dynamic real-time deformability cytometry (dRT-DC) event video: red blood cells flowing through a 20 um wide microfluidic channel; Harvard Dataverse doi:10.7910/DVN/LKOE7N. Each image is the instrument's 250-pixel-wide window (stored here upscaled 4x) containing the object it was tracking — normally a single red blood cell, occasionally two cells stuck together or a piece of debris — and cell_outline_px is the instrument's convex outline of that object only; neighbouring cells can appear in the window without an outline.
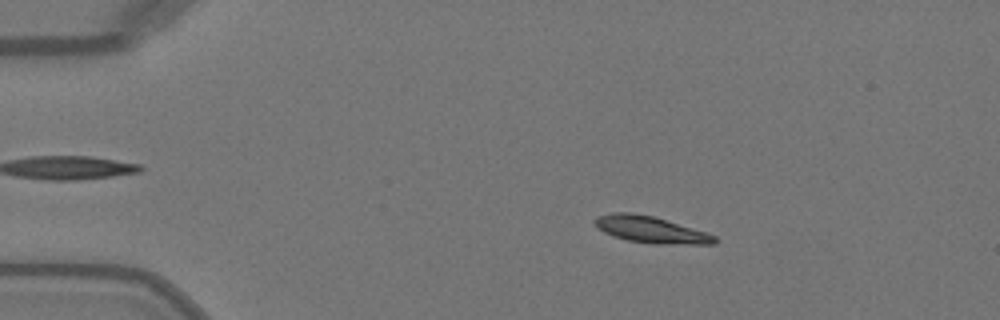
{"species": "Egyptian fruit bat (a non-hibernating species)", "species_latin": "Rousettus aegyptiacus", "temperature_condition": "warm", "stored_images_in_passage": 50, "camera_frame_rate_fps": 3000, "um_per_image_px": 0.085, "animal": {"sex": "female"}, "frame": {"image": 1, "passage_image": 9, "time_ms": 2.667, "image_size_px": [1000, 320], "cell_outline_px": [[720, 240], [716, 244], [652, 244], [628, 240], [612, 236], [604, 232], [592, 220], [596, 216], [612, 212], [632, 212], [652, 216], [668, 220], [716, 236]], "centroid_in_image_um": [55.32, 19.52], "position_along_channel_um": 29.7, "area_um2": 18.67}}
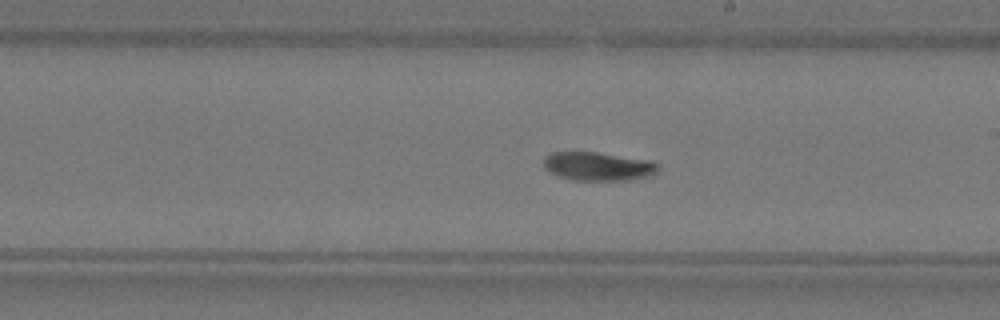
{"frame": {"image": 2, "passage_image": 29, "time_ms": 9.333, "image_size_px": [1000, 320], "cell_outline_px": [[660, 168], [656, 172], [648, 176], [632, 180], [572, 180], [548, 172], [544, 168], [544, 156], [552, 152], [596, 152], [652, 160], [660, 164]], "centroid_in_image_um": [50.86, 14.13], "position_along_channel_um": 238.1, "area_um2": 19.31}}
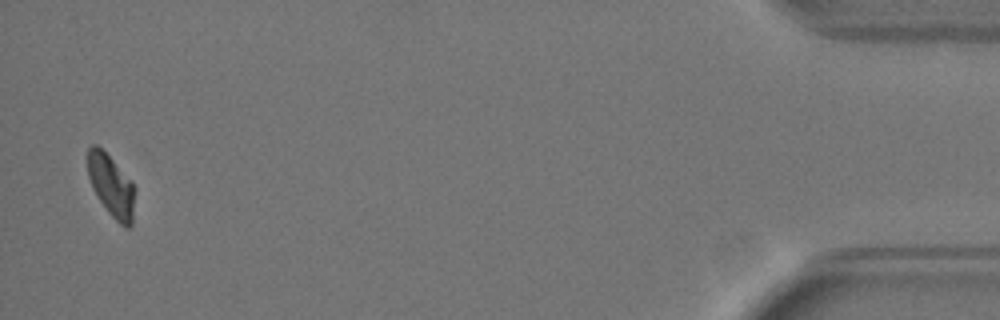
{"frame": {"image": 3, "passage_image": 49, "time_ms": 16.0, "image_size_px": [1000, 320], "cell_outline_px": [[136, 188], [132, 224], [128, 228], [124, 228], [108, 212], [92, 188], [88, 176], [88, 148], [92, 144], [96, 144], [112, 160]], "centroid_in_image_um": [9.47, 15.83], "position_along_channel_um": 425.7, "area_um2": 16.76}, "authors_computed_cell_mechanics": {"area_um2": 18.5538, "velocity_mm_per_s": 4.0671, "shape_relaxation_time_tau1_ms": 3.7583, "shape_relaxation_time_tau2_ms": 10.4859, "deformation_change_tau1": 0.1521, "deformation_change_tau2": 0.0935}}